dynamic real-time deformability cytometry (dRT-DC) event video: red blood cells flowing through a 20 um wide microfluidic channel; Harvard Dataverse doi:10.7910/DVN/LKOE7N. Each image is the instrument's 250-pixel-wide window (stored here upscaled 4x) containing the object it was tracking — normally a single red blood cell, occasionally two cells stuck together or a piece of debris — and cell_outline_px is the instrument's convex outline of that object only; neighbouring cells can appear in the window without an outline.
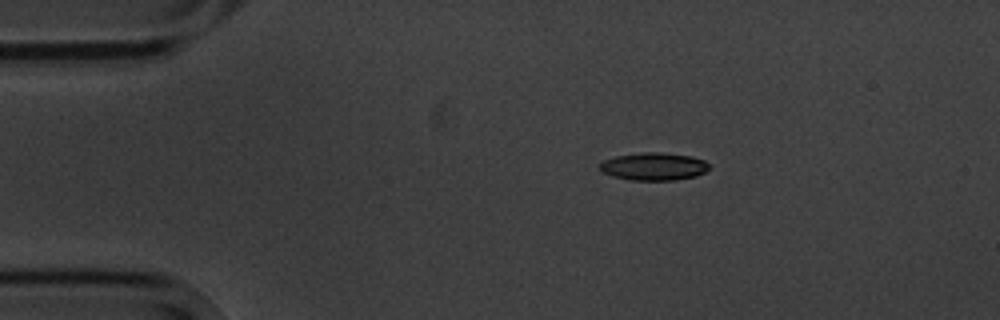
{"species": "common noctule bat (a hibernating species)", "species_latin": "Nyctalus noctula", "temperature_condition": "cold", "stored_images_in_passage": 15, "camera_frame_rate_fps": 3000, "um_per_image_px": 0.085, "animal": {"sex": "male", "body_mass_g": 20.1, "forearm_length_mm": 53.5}, "frame": {"image": 1, "passage_image": 3, "time_ms": 3.0, "image_size_px": [1000, 320], "cell_outline_px": [[708, 168], [704, 172], [696, 176], [676, 180], [628, 180], [612, 176], [604, 172], [600, 168], [600, 164], [604, 160], [616, 156], [644, 152], [660, 152], [692, 156], [704, 160], [708, 164]], "centroid_in_image_um": [55.58, 14.15], "position_along_channel_um": 29.4, "area_um2": 17.57}}
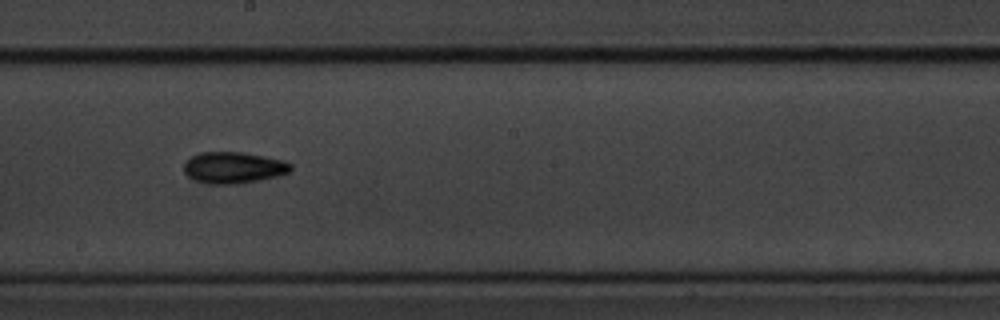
{"frame": {"image": 2, "passage_image": 9, "time_ms": 10.0, "image_size_px": [1000, 320], "cell_outline_px": [[292, 168], [288, 172], [276, 176], [240, 184], [208, 184], [196, 180], [188, 176], [184, 172], [184, 164], [192, 156], [200, 152], [240, 152], [264, 156], [284, 160], [292, 164]], "centroid_in_image_um": [19.85, 14.25], "position_along_channel_um": 228.4, "area_um2": 19.48}}
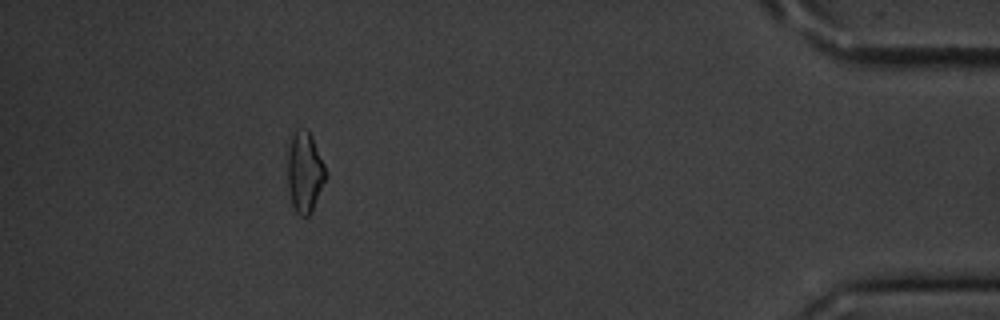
{"frame": {"image": 3, "passage_image": 14, "time_ms": 16.667, "image_size_px": [1000, 320], "cell_outline_px": [[328, 176], [312, 212], [308, 216], [300, 216], [296, 212], [292, 204], [288, 188], [288, 148], [292, 136], [296, 132], [304, 128], [312, 136], [328, 172]], "centroid_in_image_um": [25.93, 14.68], "position_along_channel_um": 409.3, "area_um2": 18.03}, "authors_computed_cell_mechanics": {"area_um2": 18.0336, "velocity_mm_per_s": 3.5396, "shape_relaxation_time_tau1_ms": 3.3584, "shape_relaxation_time_tau2_ms": 4.9264, "deformation_change_tau1": 0.0969, "deformation_change_tau2": 0.108}}